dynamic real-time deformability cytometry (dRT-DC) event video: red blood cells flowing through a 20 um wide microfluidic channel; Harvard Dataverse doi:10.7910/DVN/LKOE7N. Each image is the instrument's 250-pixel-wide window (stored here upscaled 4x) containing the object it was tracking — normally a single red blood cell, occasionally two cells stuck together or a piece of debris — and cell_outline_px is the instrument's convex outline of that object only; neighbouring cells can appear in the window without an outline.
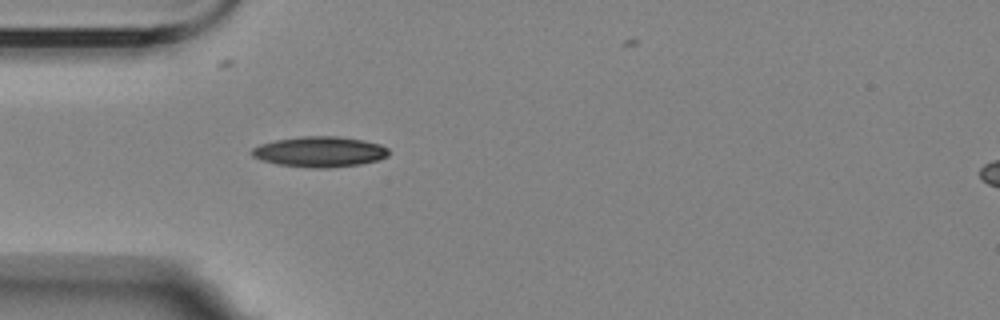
{"species": "Egyptian fruit bat (a non-hibernating species)", "species_latin": "Rousettus aegyptiacus", "temperature_condition": "room temperature", "stored_images_in_passage": 5, "camera_frame_rate_fps": 3000, "um_per_image_px": 0.085, "animal": {"sex": "female"}, "frame": {"image": 1, "passage_image": 4, "time_ms": 4.333, "image_size_px": [1000, 320], "cell_outline_px": [[388, 156], [380, 160], [360, 164], [328, 168], [312, 168], [276, 164], [252, 156], [252, 148], [260, 144], [276, 140], [300, 136], [336, 136], [364, 140], [380, 144], [388, 148]], "centroid_in_image_um": [27.2, 12.9], "position_along_channel_um": 57.8, "area_um2": 24.33}}